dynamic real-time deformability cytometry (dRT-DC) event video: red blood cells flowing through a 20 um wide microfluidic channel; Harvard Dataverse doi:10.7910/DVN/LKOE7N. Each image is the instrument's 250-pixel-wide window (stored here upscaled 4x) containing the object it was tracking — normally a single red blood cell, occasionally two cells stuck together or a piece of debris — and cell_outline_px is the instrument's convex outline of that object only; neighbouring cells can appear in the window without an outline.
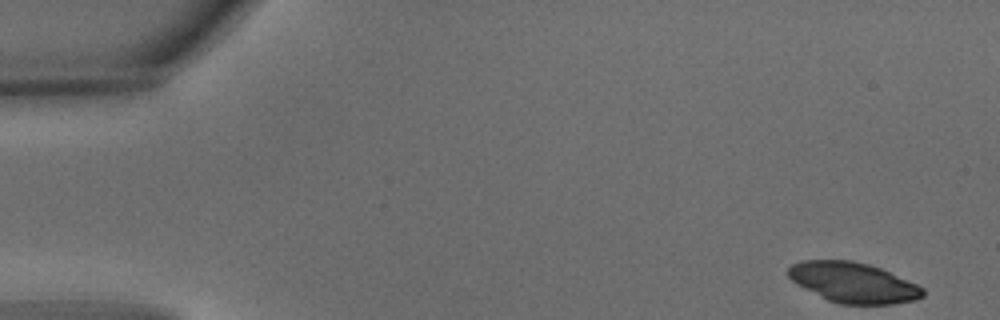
{"species": "common noctule bat (a hibernating species)", "species_latin": "Nyctalus noctula", "temperature_condition": "warm", "stored_images_in_passage": 5, "camera_frame_rate_fps": 3000, "um_per_image_px": 0.085, "animal": {"sex": "male", "body_mass_g": 15.6}, "frame": {"image": 1, "passage_image": 1, "time_ms": 0.0, "image_size_px": [1000, 320], "cell_outline_px": [[924, 296], [916, 300], [892, 304], [840, 304], [828, 300], [796, 284], [784, 272], [792, 264], [800, 260], [852, 260], [868, 264], [880, 268], [916, 284], [924, 288]], "centroid_in_image_um": [72.49, 24.01], "position_along_channel_um": 12.5, "area_um2": 31.62}}